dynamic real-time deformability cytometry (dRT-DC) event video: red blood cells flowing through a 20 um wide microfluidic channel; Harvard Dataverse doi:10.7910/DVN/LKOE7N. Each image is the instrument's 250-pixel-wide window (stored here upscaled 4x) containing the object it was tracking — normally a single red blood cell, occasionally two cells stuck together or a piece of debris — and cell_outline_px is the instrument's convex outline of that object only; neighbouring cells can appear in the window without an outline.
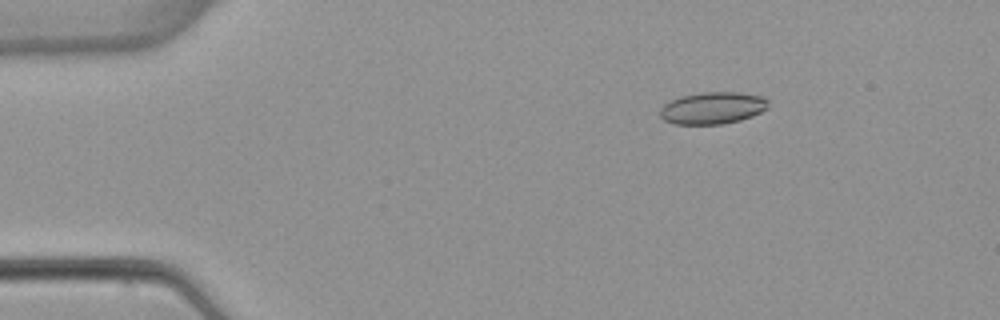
{"species": "common noctule bat (a hibernating species)", "species_latin": "Nyctalus noctula", "temperature_condition": "warm", "stored_images_in_passage": 4, "camera_frame_rate_fps": 3000, "um_per_image_px": 0.085, "animal": {"sex": "female", "body_mass_g": 22.7, "forearm_length_mm": 54.2}, "frame": {"image": 1, "passage_image": 3, "time_ms": 2.333, "image_size_px": [1000, 320], "cell_outline_px": [[768, 108], [752, 116], [740, 120], [724, 124], [676, 124], [664, 120], [660, 116], [660, 108], [664, 104], [680, 96], [700, 92], [736, 92], [764, 96], [768, 100]], "centroid_in_image_um": [60.58, 9.17], "position_along_channel_um": 24.4, "area_um2": 20.29}}